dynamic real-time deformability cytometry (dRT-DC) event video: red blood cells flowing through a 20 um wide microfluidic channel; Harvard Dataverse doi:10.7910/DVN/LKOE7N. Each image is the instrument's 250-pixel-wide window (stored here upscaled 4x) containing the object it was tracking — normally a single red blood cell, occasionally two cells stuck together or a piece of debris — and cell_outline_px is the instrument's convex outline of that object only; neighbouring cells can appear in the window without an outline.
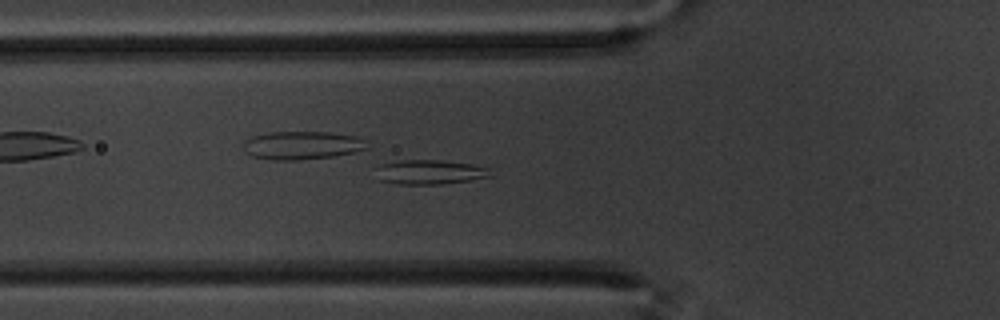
{"species": "common noctule bat (a hibernating species)", "species_latin": "Nyctalus noctula", "temperature_condition": "warm", "stored_images_in_passage": 57, "camera_frame_rate_fps": 3000, "um_per_image_px": 0.085, "animal": {"sex": "male", "body_mass_g": 20.1, "forearm_length_mm": 53.5}, "frame": {"image": 1, "passage_image": 20, "time_ms": 6.333, "image_size_px": [1000, 320], "cell_outline_px": [[492, 176], [472, 180], [440, 184], [400, 184], [376, 180], [372, 168], [380, 164], [400, 160], [444, 160], [472, 164], [488, 168]], "centroid_in_image_um": [36.42, 14.62], "position_along_channel_um": 89.4, "area_um2": 16.76}}
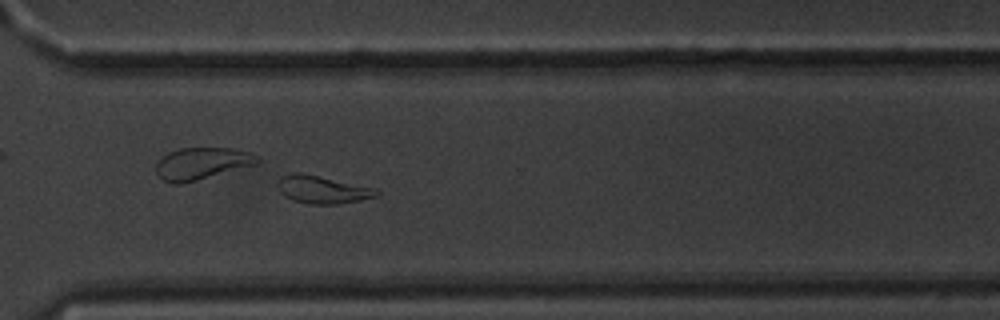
{"frame": {"image": 2, "passage_image": 42, "time_ms": 13.667, "image_size_px": [1000, 320], "cell_outline_px": [[380, 192], [376, 196], [336, 204], [308, 204], [292, 200], [284, 196], [280, 192], [276, 184], [280, 176], [292, 172], [300, 172], [376, 188]], "centroid_in_image_um": [27.33, 16.1], "position_along_channel_um": 343.3, "area_um2": 15.95}}
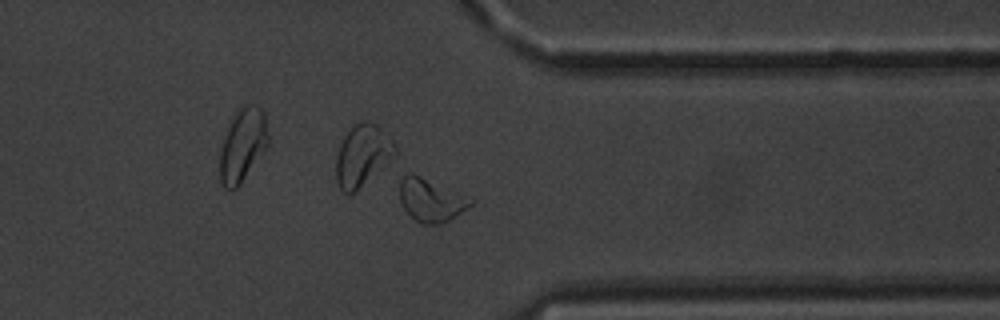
{"frame": {"image": 3, "passage_image": 45, "time_ms": 14.667, "image_size_px": [1000, 320], "cell_outline_px": [[476, 200], [468, 208], [444, 224], [420, 224], [404, 208], [400, 200], [400, 180], [408, 172], [412, 172]], "centroid_in_image_um": [36.65, 17.01], "position_along_channel_um": 374.8, "area_um2": 17.8}, "authors_computed_cell_mechanics": {"area_um2": 17.9758, "velocity_mm_per_s": 3.4596, "shape_relaxation_time_tau1_ms": 11.0124, "shape_relaxation_time_tau2_ms": 5.7101, "deformation_change_tau1": 0.1704, "deformation_change_tau2": 0.125}}